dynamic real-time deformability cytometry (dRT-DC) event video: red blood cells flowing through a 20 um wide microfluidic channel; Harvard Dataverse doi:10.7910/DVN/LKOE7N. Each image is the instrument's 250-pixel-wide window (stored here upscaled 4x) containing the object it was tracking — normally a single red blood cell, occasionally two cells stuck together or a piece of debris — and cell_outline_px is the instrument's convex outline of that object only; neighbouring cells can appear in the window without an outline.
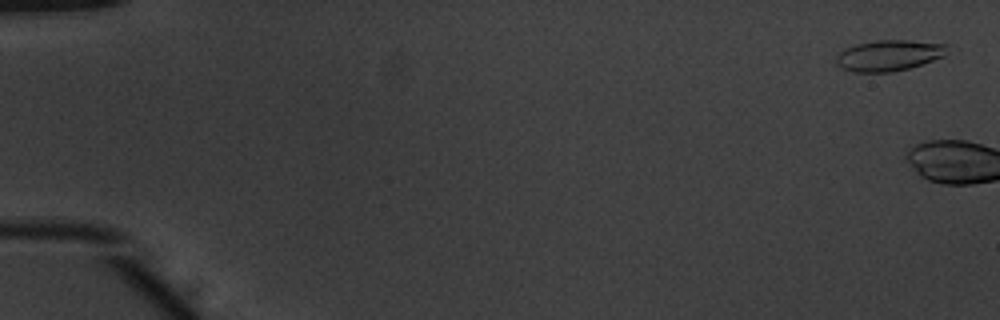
{"species": "common noctule bat (a hibernating species)", "species_latin": "Nyctalus noctula", "temperature_condition": "warm", "stored_images_in_passage": 4, "camera_frame_rate_fps": 3000, "um_per_image_px": 0.085, "animal": {"sex": "male", "body_mass_g": 20.1, "forearm_length_mm": 53.5}, "frame": {"image": 1, "passage_image": 2, "time_ms": 0.333, "image_size_px": [1000, 320], "cell_outline_px": [[948, 44], [944, 56], [908, 68], [892, 72], [852, 72], [840, 68], [836, 64], [836, 56], [844, 48], [856, 44], [876, 40], [908, 40]], "centroid_in_image_um": [75.5, 4.71], "position_along_channel_um": 9.5, "area_um2": 20.0}}